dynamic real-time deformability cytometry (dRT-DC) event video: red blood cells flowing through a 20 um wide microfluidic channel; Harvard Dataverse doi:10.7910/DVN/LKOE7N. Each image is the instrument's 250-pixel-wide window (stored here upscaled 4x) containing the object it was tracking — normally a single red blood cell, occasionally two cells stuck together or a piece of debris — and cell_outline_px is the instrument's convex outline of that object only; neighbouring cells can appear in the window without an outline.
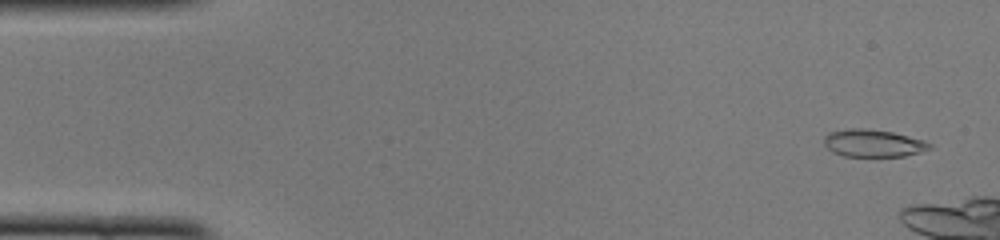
{"species": "common noctule bat (a hibernating species)", "species_latin": "Nyctalus noctula", "temperature_condition": "cold", "stored_images_in_passage": 9, "camera_frame_rate_fps": 3000, "um_per_image_px": 0.085, "animal": {"sex": "female", "body_mass_g": 22.0, "forearm_length_mm": 56.7}, "frame": {"image": 1, "passage_image": 2, "time_ms": 0.333, "image_size_px": [1000, 240], "cell_outline_px": [[932, 148], [920, 152], [904, 156], [844, 156], [832, 152], [824, 144], [824, 136], [828, 132], [848, 128], [864, 128], [892, 132], [924, 140], [932, 144]], "centroid_in_image_um": [74.21, 12.16], "position_along_channel_um": 10.8, "area_um2": 16.94}}